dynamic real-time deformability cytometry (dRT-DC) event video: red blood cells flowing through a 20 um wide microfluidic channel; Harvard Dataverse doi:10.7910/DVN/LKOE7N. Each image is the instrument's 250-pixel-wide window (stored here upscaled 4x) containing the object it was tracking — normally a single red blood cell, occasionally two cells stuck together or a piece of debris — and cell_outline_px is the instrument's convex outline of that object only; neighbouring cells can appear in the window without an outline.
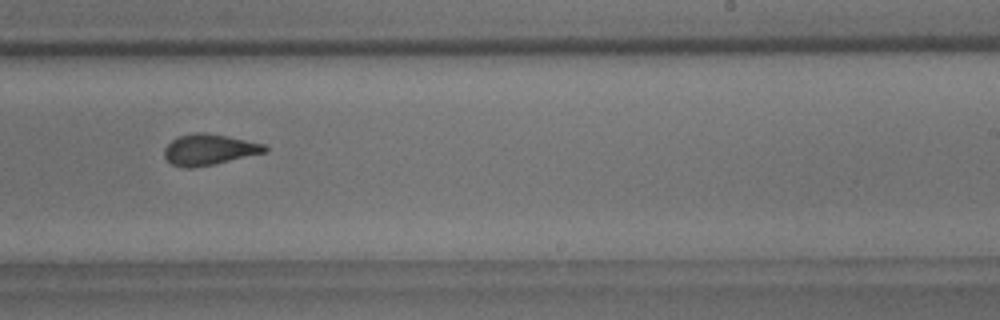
{"species": "common noctule bat (a hibernating species)", "species_latin": "Nyctalus noctula", "temperature_condition": "room temperature", "stored_images_in_passage": 10, "camera_frame_rate_fps": 3000, "um_per_image_px": 0.085, "animal": {"sex": "male", "body_mass_g": 18.8}, "frame": {"image": 1, "passage_image": 9, "time_ms": 10.0, "image_size_px": [1000, 320], "cell_outline_px": [[268, 152], [216, 164], [192, 168], [184, 168], [172, 164], [164, 156], [164, 148], [172, 140], [180, 136], [196, 132], [208, 132], [264, 144], [268, 148]], "centroid_in_image_um": [17.79, 12.72], "position_along_channel_um": 271.2, "area_um2": 18.21}}
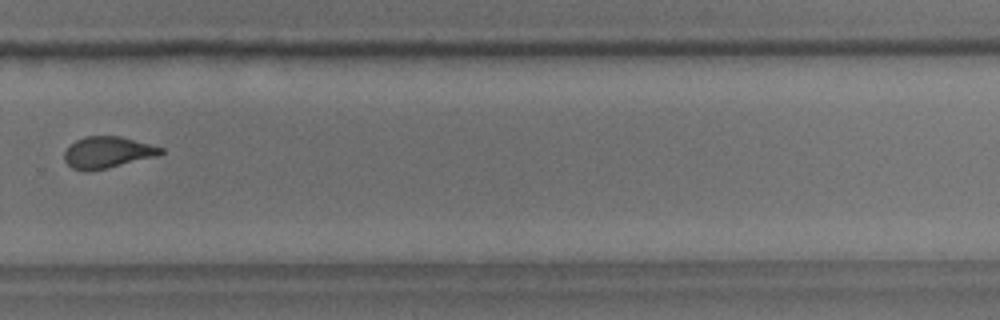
{"frame": {"image": 2, "passage_image": 10, "time_ms": 11.333, "image_size_px": [1000, 320], "cell_outline_px": [[164, 152], [160, 156], [108, 168], [88, 172], [72, 168], [64, 160], [64, 152], [76, 140], [84, 136], [120, 136], [164, 148]], "centroid_in_image_um": [9.17, 12.96], "position_along_channel_um": 320.6, "area_um2": 17.86}}